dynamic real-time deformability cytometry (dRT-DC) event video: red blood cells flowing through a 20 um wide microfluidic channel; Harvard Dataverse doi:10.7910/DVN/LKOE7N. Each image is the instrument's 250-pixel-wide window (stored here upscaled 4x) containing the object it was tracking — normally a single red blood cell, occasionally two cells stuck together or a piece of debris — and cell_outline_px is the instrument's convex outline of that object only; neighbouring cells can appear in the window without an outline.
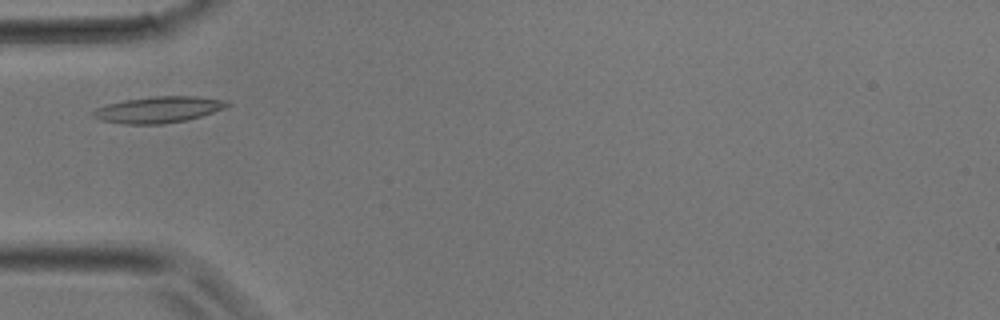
{"species": "common noctule bat (a hibernating species)", "species_latin": "Nyctalus noctula", "temperature_condition": "room temperature", "stored_images_in_passage": 29, "camera_frame_rate_fps": 3000, "um_per_image_px": 0.085, "animal": {"sex": "male", "body_mass_g": 17.9}, "frame": {"image": 1, "passage_image": 5, "time_ms": 1.333, "image_size_px": [1000, 320], "cell_outline_px": [[232, 104], [228, 108], [188, 120], [164, 124], [124, 124], [100, 120], [92, 116], [92, 112], [96, 108], [108, 104], [124, 100], [152, 96], [196, 96], [228, 100]], "centroid_in_image_um": [13.53, 9.32], "position_along_channel_um": 71.5, "area_um2": 20.87}}
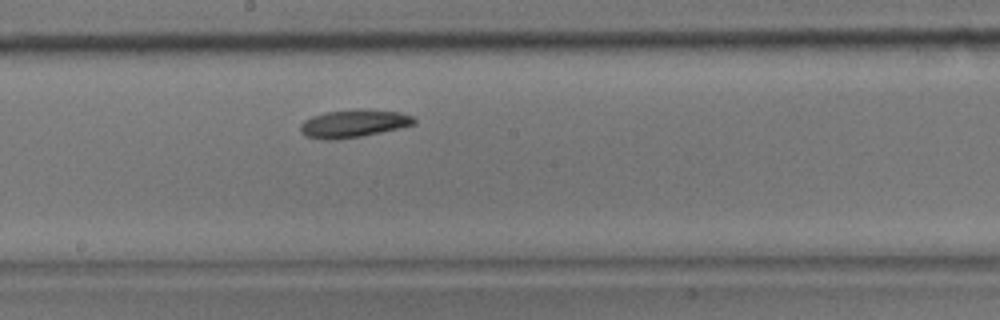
{"frame": {"image": 2, "passage_image": 13, "time_ms": 4.0, "image_size_px": [1000, 320], "cell_outline_px": [[416, 124], [400, 128], [360, 136], [336, 140], [324, 140], [304, 136], [300, 132], [300, 124], [304, 120], [312, 116], [324, 112], [364, 108], [400, 112], [412, 116], [416, 120]], "centroid_in_image_um": [30.03, 10.49], "position_along_channel_um": 218.2, "area_um2": 18.67}}
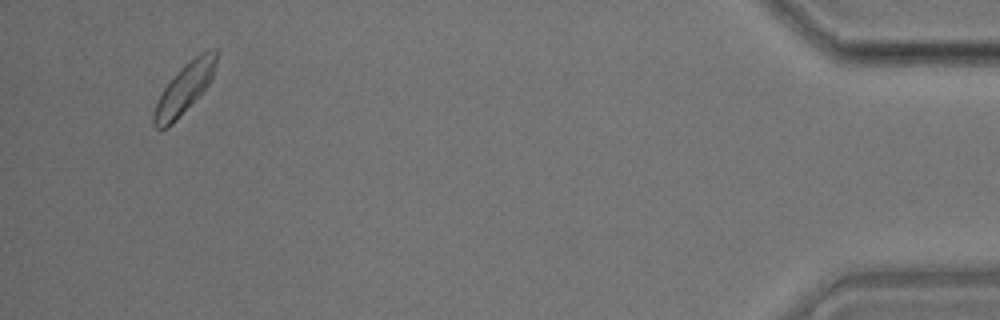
{"frame": {"image": 3, "passage_image": 28, "time_ms": 9.0, "image_size_px": [1000, 320], "cell_outline_px": [[220, 52], [212, 80], [176, 120], [172, 124], [160, 132], [152, 124], [152, 116], [156, 104], [164, 88], [176, 72], [184, 64], [200, 52], [216, 48]], "centroid_in_image_um": [15.7, 7.49], "position_along_channel_um": 419.5, "area_um2": 18.32}}